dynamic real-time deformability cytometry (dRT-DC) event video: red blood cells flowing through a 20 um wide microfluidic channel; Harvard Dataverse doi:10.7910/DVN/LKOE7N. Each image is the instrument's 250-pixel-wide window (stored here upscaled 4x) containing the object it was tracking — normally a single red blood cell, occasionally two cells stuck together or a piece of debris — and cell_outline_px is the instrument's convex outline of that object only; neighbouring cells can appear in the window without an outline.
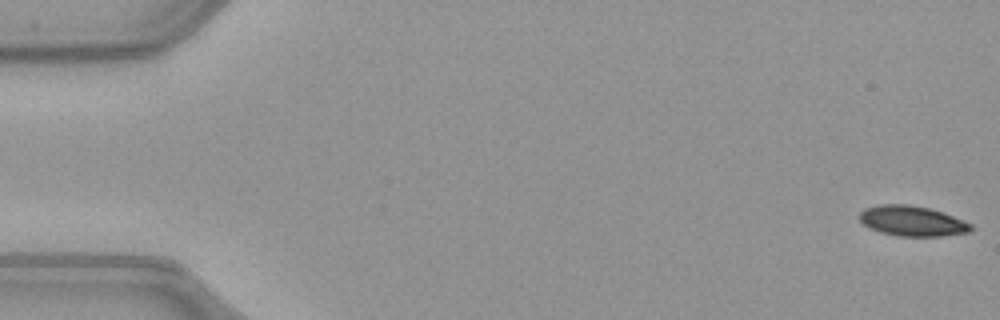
{"species": "common noctule bat (a hibernating species)", "species_latin": "Nyctalus noctula", "temperature_condition": "warm", "stored_images_in_passage": 16, "camera_frame_rate_fps": 3000, "um_per_image_px": 0.085, "animal": {"sex": "female", "body_mass_g": 21.9}, "frame": {"image": 1, "passage_image": 1, "time_ms": 0.0, "image_size_px": [1000, 320], "cell_outline_px": [[976, 228], [972, 232], [940, 236], [900, 236], [880, 232], [868, 228], [860, 220], [860, 212], [864, 208], [880, 204], [908, 204], [928, 208], [952, 216], [972, 224]], "centroid_in_image_um": [77.54, 18.79], "position_along_channel_um": 7.5, "area_um2": 19.65}}
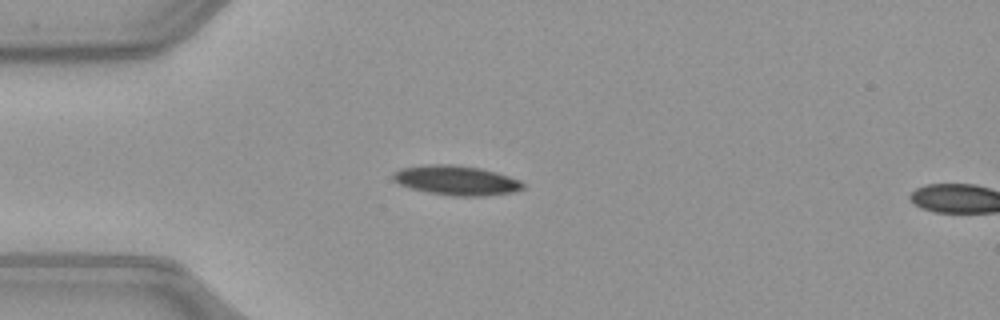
{"frame": {"image": 2, "passage_image": 14, "time_ms": 4.333, "image_size_px": [1000, 320], "cell_outline_px": [[524, 188], [512, 192], [484, 196], [452, 196], [428, 192], [412, 188], [400, 184], [392, 180], [392, 172], [400, 168], [428, 164], [452, 164], [480, 168], [496, 172], [520, 180], [524, 184]], "centroid_in_image_um": [38.76, 15.32], "position_along_channel_um": 46.2, "area_um2": 22.43}}